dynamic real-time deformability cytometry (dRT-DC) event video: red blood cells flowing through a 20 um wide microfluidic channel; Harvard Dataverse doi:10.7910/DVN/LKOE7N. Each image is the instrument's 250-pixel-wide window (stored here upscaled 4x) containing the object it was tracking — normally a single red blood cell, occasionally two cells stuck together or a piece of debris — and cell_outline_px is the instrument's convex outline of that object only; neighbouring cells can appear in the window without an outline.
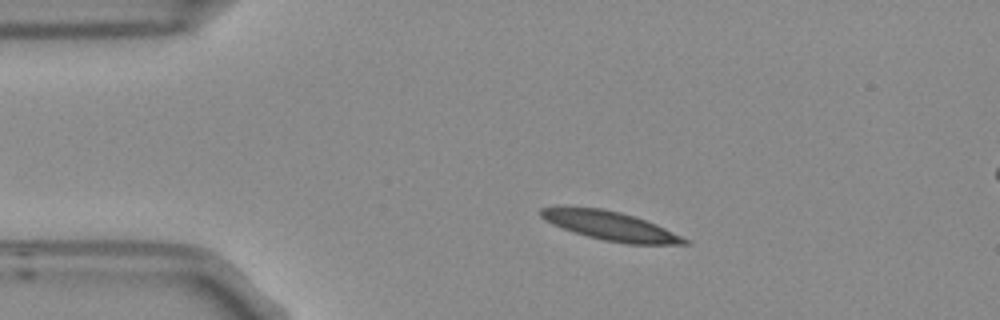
{"species": "Egyptian fruit bat (a non-hibernating species)", "species_latin": "Rousettus aegyptiacus", "temperature_condition": "room temperature", "stored_images_in_passage": 3, "camera_frame_rate_fps": 3000, "um_per_image_px": 0.085, "frame": {"image": 1, "passage_image": 2, "time_ms": 0.333, "image_size_px": [1000, 320], "cell_outline_px": [[688, 244], [628, 244], [604, 240], [588, 236], [552, 224], [544, 220], [540, 216], [540, 208], [604, 208], [620, 212], [656, 224], [688, 240]], "centroid_in_image_um": [51.89, 19.21], "position_along_channel_um": 33.1, "area_um2": 23.41}}